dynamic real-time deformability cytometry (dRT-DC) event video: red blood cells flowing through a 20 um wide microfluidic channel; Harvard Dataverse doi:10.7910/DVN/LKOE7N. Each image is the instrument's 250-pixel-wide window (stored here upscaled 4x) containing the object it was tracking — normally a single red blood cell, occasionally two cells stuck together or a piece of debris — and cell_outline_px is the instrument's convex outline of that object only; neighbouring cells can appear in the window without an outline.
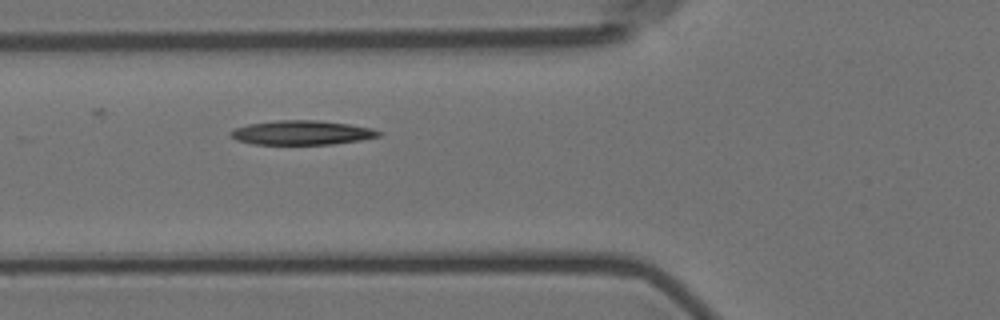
{"species": "Egyptian fruit bat (a non-hibernating species)", "species_latin": "Rousettus aegyptiacus", "temperature_condition": "room temperature", "stored_images_in_passage": 5, "camera_frame_rate_fps": 3000, "um_per_image_px": 0.085, "animal": {"sex": "female"}, "frame": {"image": 1, "passage_image": 5, "time_ms": 4.667, "image_size_px": [1000, 320], "cell_outline_px": [[380, 136], [360, 140], [332, 144], [252, 144], [236, 140], [228, 136], [228, 132], [232, 128], [248, 124], [276, 120], [316, 120], [348, 124], [372, 128], [380, 132]], "centroid_in_image_um": [25.56, 11.27], "position_along_channel_um": 100.2, "area_um2": 21.04}}